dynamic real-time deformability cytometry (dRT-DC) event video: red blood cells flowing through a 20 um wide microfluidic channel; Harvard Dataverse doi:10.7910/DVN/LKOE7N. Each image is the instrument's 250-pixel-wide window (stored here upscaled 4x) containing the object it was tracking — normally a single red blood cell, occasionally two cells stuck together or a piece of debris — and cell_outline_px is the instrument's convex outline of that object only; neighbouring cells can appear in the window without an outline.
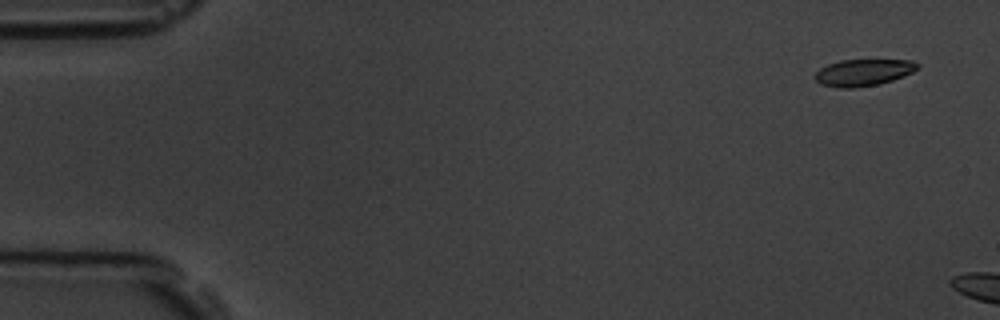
{"species": "common noctule bat (a hibernating species)", "species_latin": "Nyctalus noctula", "temperature_condition": "room temperature", "stored_images_in_passage": 3, "camera_frame_rate_fps": 3000, "um_per_image_px": 0.085, "animal": {"sex": "male", "body_mass_g": 19.5, "forearm_length_mm": 54.6}, "frame": {"image": 1, "passage_image": 1, "time_ms": 0.0, "image_size_px": [1000, 320], "cell_outline_px": [[920, 68], [904, 76], [880, 84], [852, 88], [840, 88], [820, 84], [816, 80], [816, 72], [820, 68], [828, 64], [840, 60], [912, 60], [920, 64]], "centroid_in_image_um": [73.42, 6.16], "position_along_channel_um": 11.6, "area_um2": 16.01}}